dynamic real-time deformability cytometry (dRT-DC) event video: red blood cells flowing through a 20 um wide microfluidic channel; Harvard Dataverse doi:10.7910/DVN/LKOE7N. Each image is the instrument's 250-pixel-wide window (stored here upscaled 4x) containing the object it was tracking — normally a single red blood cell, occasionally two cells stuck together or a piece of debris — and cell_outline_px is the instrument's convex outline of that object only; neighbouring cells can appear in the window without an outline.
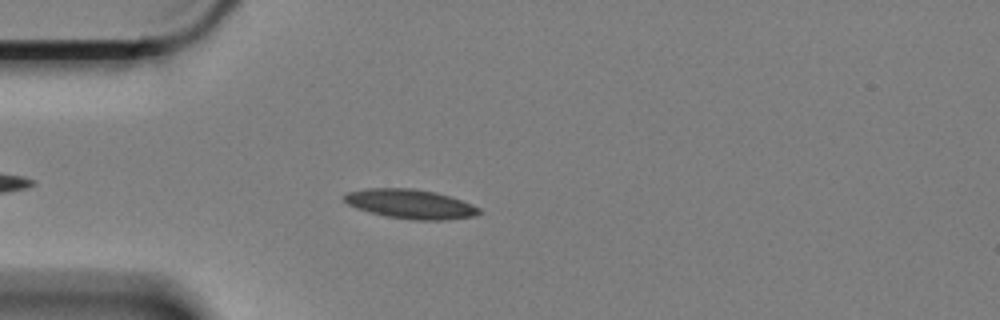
{"species": "Egyptian fruit bat (a non-hibernating species)", "species_latin": "Rousettus aegyptiacus", "temperature_condition": "cold", "stored_images_in_passage": 47, "camera_frame_rate_fps": 3000, "um_per_image_px": 0.085, "animal": {"sex": "female"}, "frame": {"image": 1, "passage_image": 7, "time_ms": 2.0, "image_size_px": [1000, 320], "cell_outline_px": [[484, 212], [472, 216], [448, 220], [412, 220], [384, 216], [368, 212], [356, 208], [348, 204], [344, 200], [344, 196], [348, 192], [368, 188], [412, 188], [436, 192], [472, 204], [480, 208]], "centroid_in_image_um": [34.89, 17.35], "position_along_channel_um": 50.1, "area_um2": 23.12}}
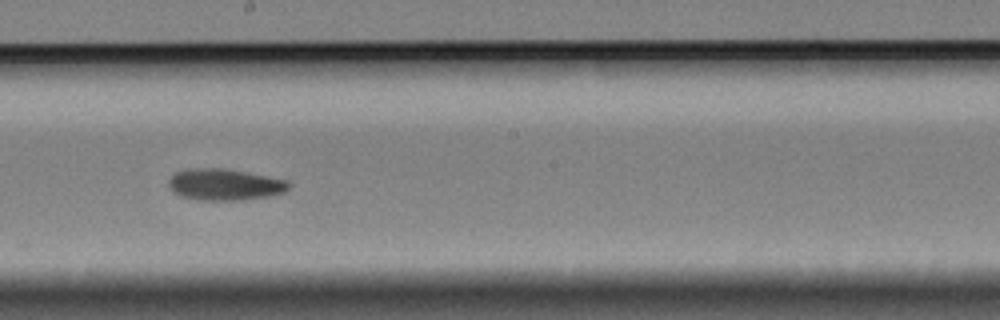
{"frame": {"image": 2, "passage_image": 24, "time_ms": 7.667, "image_size_px": [1000, 320], "cell_outline_px": [[292, 184], [284, 192], [268, 196], [244, 200], [196, 200], [180, 196], [172, 192], [168, 184], [168, 180], [176, 172], [196, 168], [220, 168], [244, 172], [288, 180]], "centroid_in_image_um": [19.09, 15.7], "position_along_channel_um": 229.1, "area_um2": 21.96}}
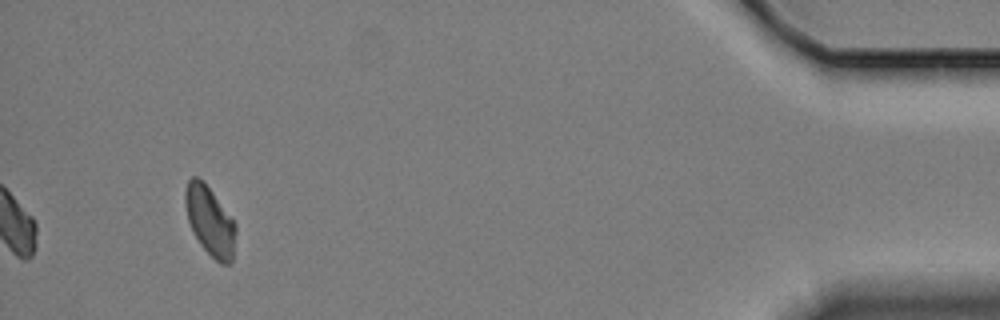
{"frame": {"image": 3, "passage_image": 47, "time_ms": 15.333, "image_size_px": [1000, 320], "cell_outline_px": [[236, 232], [232, 264], [220, 264], [200, 244], [192, 232], [188, 220], [184, 204], [184, 192], [188, 180], [192, 176], [196, 176], [204, 180], [236, 224]], "centroid_in_image_um": [17.83, 18.77], "position_along_channel_um": 417.4, "area_um2": 20.58}}